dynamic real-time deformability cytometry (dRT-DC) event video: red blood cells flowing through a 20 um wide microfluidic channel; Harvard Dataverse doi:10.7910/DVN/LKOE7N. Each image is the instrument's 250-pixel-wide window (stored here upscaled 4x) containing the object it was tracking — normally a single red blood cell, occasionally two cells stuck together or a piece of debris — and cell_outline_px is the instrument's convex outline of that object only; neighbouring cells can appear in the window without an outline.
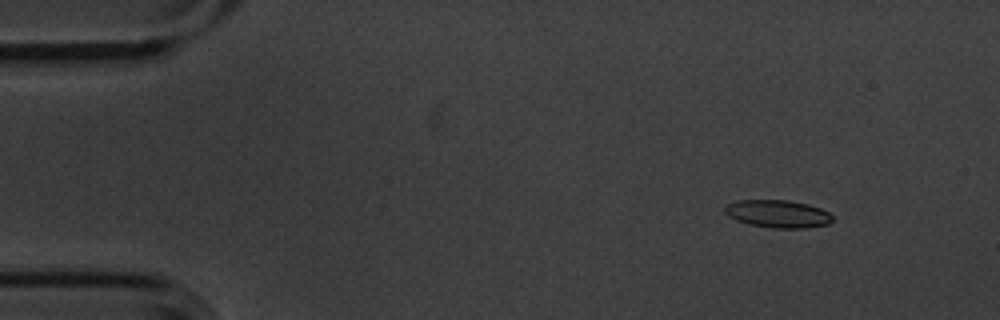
{"species": "common noctule bat (a hibernating species)", "species_latin": "Nyctalus noctula", "temperature_condition": "cold", "stored_images_in_passage": 7, "camera_frame_rate_fps": 3000, "um_per_image_px": 0.085, "animal": {"sex": "male", "body_mass_g": 20.1, "forearm_length_mm": 53.5}, "frame": {"image": 1, "passage_image": 2, "time_ms": 0.333, "image_size_px": [1000, 320], "cell_outline_px": [[832, 220], [828, 224], [804, 228], [772, 228], [748, 224], [736, 220], [728, 216], [724, 212], [724, 204], [736, 200], [788, 200], [808, 204], [820, 208], [828, 212], [832, 216]], "centroid_in_image_um": [66.06, 18.17], "position_along_channel_um": 18.9, "area_um2": 17.51}}
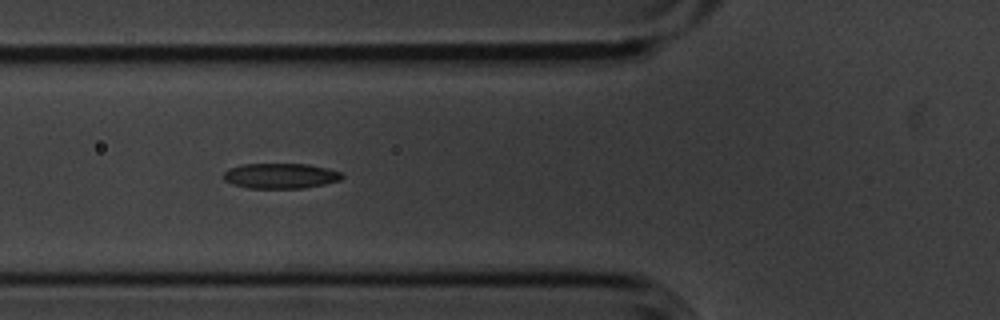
{"frame": {"image": 2, "passage_image": 6, "time_ms": 1.667, "image_size_px": [1000, 320], "cell_outline_px": [[344, 176], [340, 180], [324, 184], [304, 188], [248, 188], [232, 184], [224, 180], [224, 172], [228, 168], [240, 164], [308, 164], [328, 168], [340, 172]], "centroid_in_image_um": [23.83, 14.94], "position_along_channel_um": 102.0, "area_um2": 17.51}}
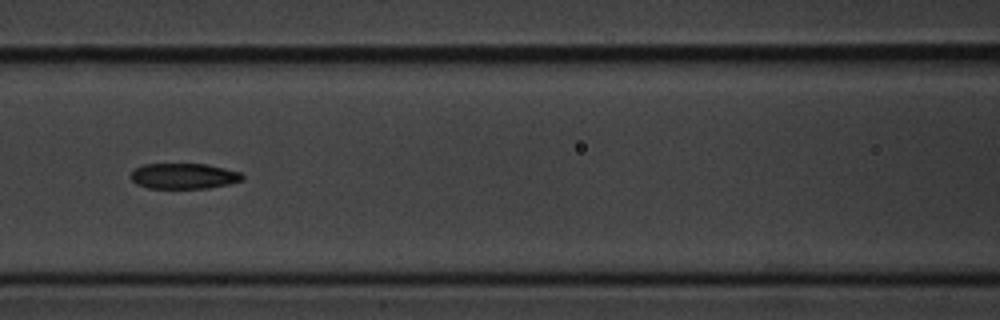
{"frame": {"image": 3, "passage_image": 7, "time_ms": 2.0, "image_size_px": [1000, 320], "cell_outline_px": [[244, 180], [228, 184], [208, 188], [148, 188], [136, 184], [132, 180], [132, 172], [136, 168], [144, 164], [208, 164], [240, 172], [244, 176]], "centroid_in_image_um": [15.65, 14.96], "position_along_channel_um": 151.0, "area_um2": 16.59}}